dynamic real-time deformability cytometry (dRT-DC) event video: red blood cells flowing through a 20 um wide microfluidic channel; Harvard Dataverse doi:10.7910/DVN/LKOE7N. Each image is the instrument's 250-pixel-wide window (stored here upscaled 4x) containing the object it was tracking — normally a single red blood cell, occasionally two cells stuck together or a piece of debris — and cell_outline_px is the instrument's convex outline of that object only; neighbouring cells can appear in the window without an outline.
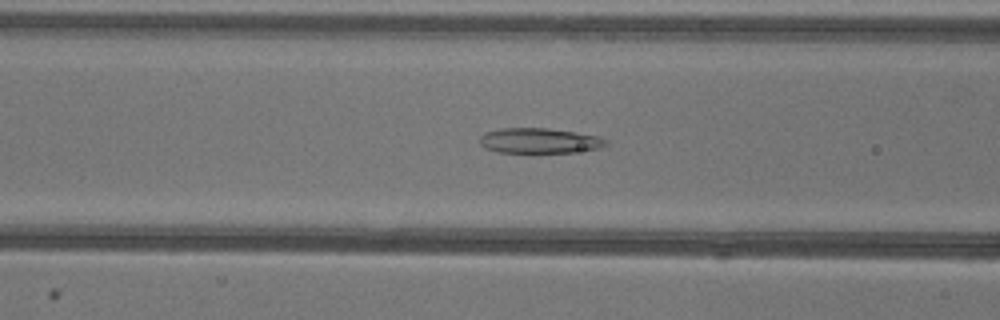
{"species": "common noctule bat (a hibernating species)", "species_latin": "Nyctalus noctula", "temperature_condition": "warm", "stored_images_in_passage": 51, "camera_frame_rate_fps": 3000, "um_per_image_px": 0.085, "animal": {"sex": "female"}, "frame": {"image": 1, "passage_image": 19, "time_ms": 6.0, "image_size_px": [1000, 320], "cell_outline_px": [[608, 144], [600, 148], [572, 152], [496, 152], [484, 148], [480, 144], [480, 136], [484, 132], [500, 128], [548, 128], [576, 132], [600, 136], [608, 140]], "centroid_in_image_um": [45.84, 11.95], "position_along_channel_um": 120.8, "area_um2": 18.67}}
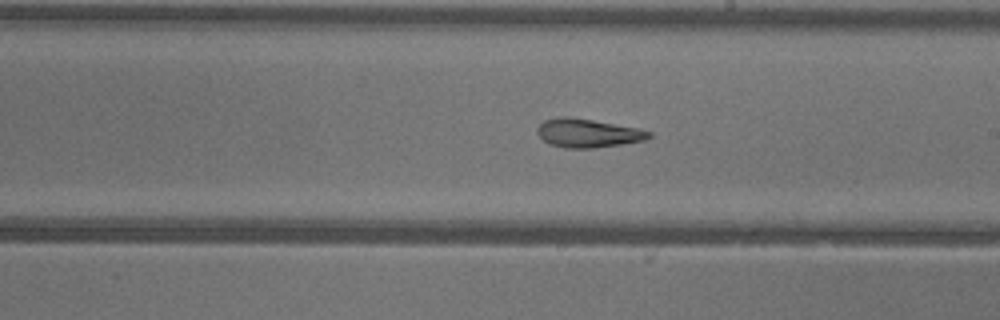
{"frame": {"image": 2, "passage_image": 28, "time_ms": 9.0, "image_size_px": [1000, 320], "cell_outline_px": [[652, 136], [644, 140], [620, 144], [592, 148], [564, 148], [552, 144], [544, 140], [536, 132], [536, 128], [544, 120], [556, 116], [568, 116], [640, 128], [652, 132]], "centroid_in_image_um": [49.95, 11.3], "position_along_channel_um": 239.0, "area_um2": 18.61}}
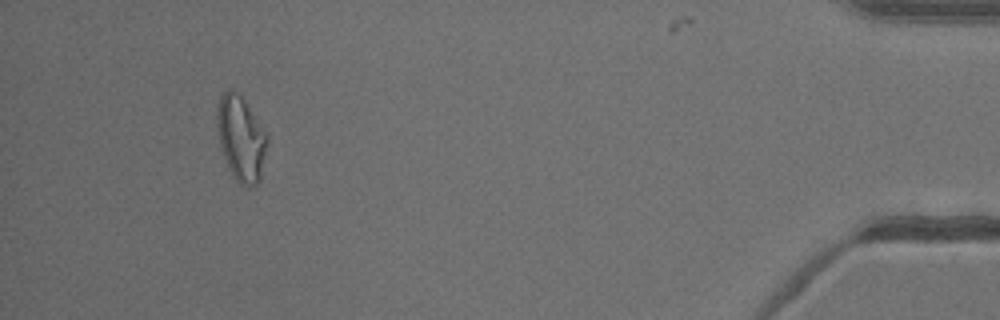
{"frame": {"image": 3, "passage_image": 47, "time_ms": 15.333, "image_size_px": [1000, 320], "cell_outline_px": [[268, 140], [260, 180], [252, 188], [248, 188], [240, 184], [232, 176], [220, 148], [216, 124], [216, 104], [220, 96], [228, 88], [232, 88], [244, 100], [268, 136]], "centroid_in_image_um": [20.45, 11.78], "position_along_channel_um": 414.7, "area_um2": 25.09}, "authors_computed_cell_mechanics": {"area_um2": 21.3282, "velocity_mm_per_s": 3.9356, "shape_relaxation_time_tau1_ms": null, "shape_relaxation_time_tau2_ms": 2.7905, "deformation_change_tau1": null, "deformation_change_tau2": 0.1133}}